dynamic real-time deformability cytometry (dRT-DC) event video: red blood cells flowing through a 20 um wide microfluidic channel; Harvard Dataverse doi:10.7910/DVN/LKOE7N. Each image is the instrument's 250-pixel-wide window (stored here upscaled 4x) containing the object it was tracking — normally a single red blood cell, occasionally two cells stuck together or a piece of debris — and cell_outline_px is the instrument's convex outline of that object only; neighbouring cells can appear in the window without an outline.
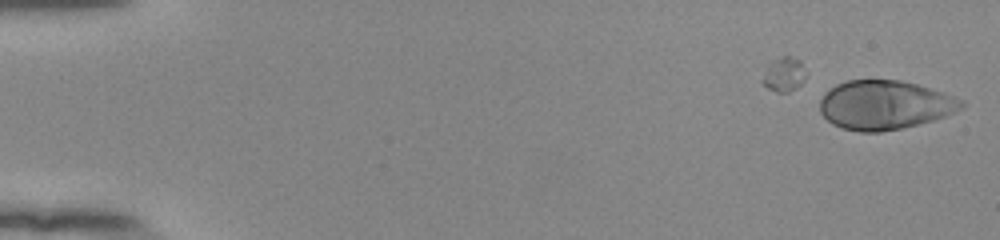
{"species": "human", "species_latin": "Homo sapiens", "temperature_condition": "room temperature", "stored_images_in_passage": 3, "camera_frame_rate_fps": 3000, "um_per_image_px": 0.085, "donor": {"sex": "female"}, "frame": {"image": 1, "passage_image": 3, "time_ms": 0.667, "image_size_px": [1000, 240], "cell_outline_px": [[964, 108], [944, 116], [932, 120], [900, 128], [880, 132], [860, 132], [840, 128], [832, 124], [820, 112], [820, 100], [824, 92], [828, 88], [836, 84], [848, 80], [900, 80], [916, 84], [964, 100]], "centroid_in_image_um": [75.15, 8.92], "position_along_channel_um": 9.8, "area_um2": 40.34}}